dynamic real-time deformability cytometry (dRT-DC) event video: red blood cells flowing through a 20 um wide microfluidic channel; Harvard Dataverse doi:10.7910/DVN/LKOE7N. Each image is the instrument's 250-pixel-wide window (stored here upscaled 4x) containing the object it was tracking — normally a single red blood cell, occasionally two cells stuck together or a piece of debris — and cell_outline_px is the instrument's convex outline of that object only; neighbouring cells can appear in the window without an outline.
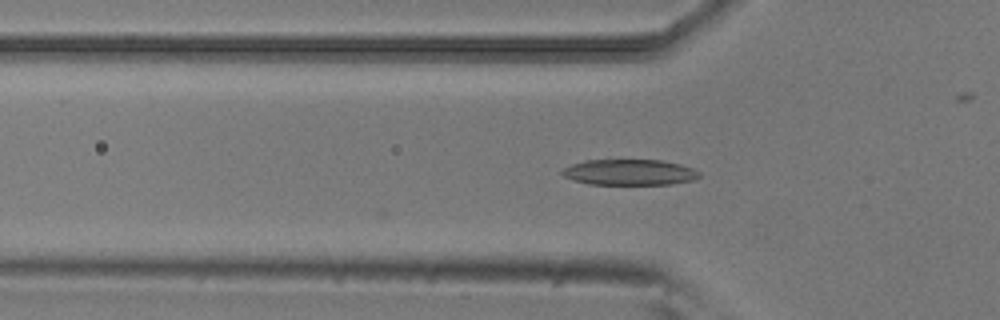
{"species": "common noctule bat (a hibernating species)", "species_latin": "Nyctalus noctula", "temperature_condition": "room temperature", "stored_images_in_passage": 29, "camera_frame_rate_fps": 3000, "um_per_image_px": 0.085, "animal": {"sex": "male", "body_mass_g": 20.5, "forearm_length_mm": 52.5}, "frame": {"image": 1, "passage_image": 5, "time_ms": 1.333, "image_size_px": [1000, 320], "cell_outline_px": [[700, 176], [692, 180], [672, 184], [588, 184], [564, 176], [560, 172], [564, 168], [572, 164], [584, 160], [664, 160], [680, 164], [692, 168], [700, 172]], "centroid_in_image_um": [53.52, 14.63], "position_along_channel_um": 72.3, "area_um2": 20.52}}
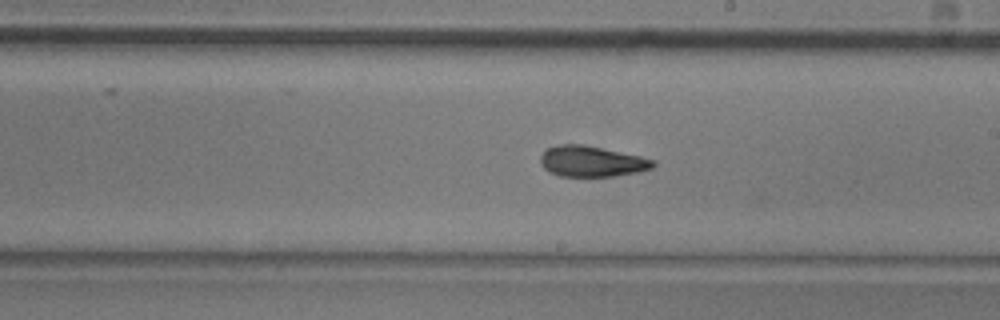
{"frame": {"image": 2, "passage_image": 18, "time_ms": 5.667, "image_size_px": [1000, 320], "cell_outline_px": [[656, 164], [652, 168], [636, 172], [616, 176], [560, 176], [548, 172], [540, 164], [540, 156], [548, 148], [560, 144], [584, 144], [640, 156], [656, 160]], "centroid_in_image_um": [50.29, 13.71], "position_along_channel_um": 238.7, "area_um2": 20.23}}
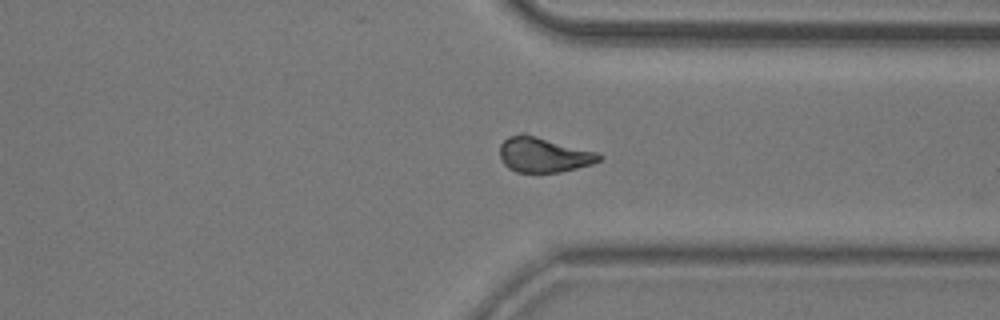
{"frame": {"image": 3, "passage_image": 28, "time_ms": 9.0, "image_size_px": [1000, 320], "cell_outline_px": [[604, 156], [600, 160], [592, 164], [560, 172], [516, 172], [508, 168], [504, 164], [500, 156], [500, 144], [508, 136], [520, 132], [524, 132], [596, 152]], "centroid_in_image_um": [46.18, 13.13], "position_along_channel_um": 365.2, "area_um2": 20.4}}